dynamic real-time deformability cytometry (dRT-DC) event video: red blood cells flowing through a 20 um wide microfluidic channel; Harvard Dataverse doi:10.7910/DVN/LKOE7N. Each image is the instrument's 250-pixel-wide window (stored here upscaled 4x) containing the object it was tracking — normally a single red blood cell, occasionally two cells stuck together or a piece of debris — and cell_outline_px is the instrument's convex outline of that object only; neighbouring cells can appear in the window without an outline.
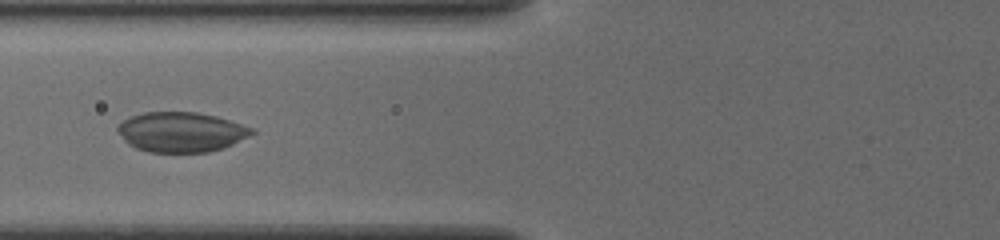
{"species": "common noctule bat (a hibernating species)", "species_latin": "Nyctalus noctula", "temperature_condition": "cold", "stored_images_in_passage": 25, "camera_frame_rate_fps": 3000, "um_per_image_px": 0.085, "animal": {"sex": "female", "body_mass_g": 19.5, "forearm_length_mm": 54.1}, "frame": {"image": 1, "passage_image": 6, "time_ms": 1.667, "image_size_px": [1000, 240], "cell_outline_px": [[256, 132], [224, 148], [208, 152], [148, 152], [136, 148], [128, 144], [124, 140], [116, 128], [124, 120], [132, 116], [144, 112], [196, 112], [216, 116], [252, 128]], "centroid_in_image_um": [15.38, 11.23], "position_along_channel_um": 110.4, "area_um2": 30.98}}
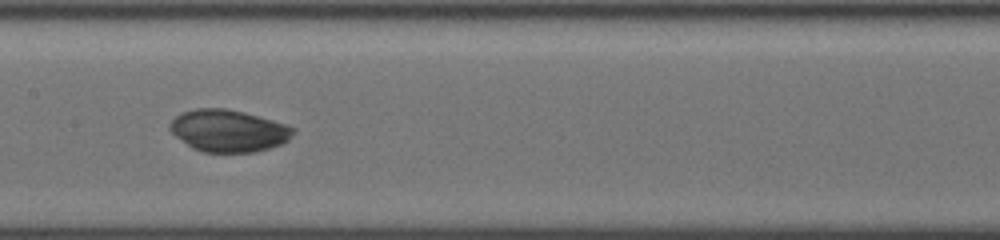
{"frame": {"image": 2, "passage_image": 12, "time_ms": 3.667, "image_size_px": [1000, 240], "cell_outline_px": [[296, 128], [288, 140], [280, 144], [256, 152], [200, 152], [192, 148], [176, 136], [168, 128], [168, 124], [180, 112], [196, 108], [224, 108], [244, 112], [272, 120]], "centroid_in_image_um": [19.38, 11.11], "position_along_channel_um": 188.0, "area_um2": 30.17}}
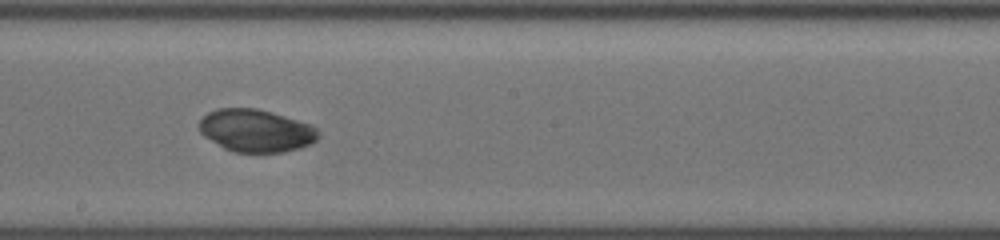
{"frame": {"image": 3, "passage_image": 15, "time_ms": 4.667, "image_size_px": [1000, 240], "cell_outline_px": [[320, 136], [316, 140], [300, 148], [284, 152], [232, 152], [224, 148], [204, 136], [200, 132], [196, 124], [208, 112], [216, 108], [256, 108], [272, 112], [308, 124], [316, 128], [320, 132]], "centroid_in_image_um": [21.72, 11.1], "position_along_channel_um": 226.5, "area_um2": 29.59}}